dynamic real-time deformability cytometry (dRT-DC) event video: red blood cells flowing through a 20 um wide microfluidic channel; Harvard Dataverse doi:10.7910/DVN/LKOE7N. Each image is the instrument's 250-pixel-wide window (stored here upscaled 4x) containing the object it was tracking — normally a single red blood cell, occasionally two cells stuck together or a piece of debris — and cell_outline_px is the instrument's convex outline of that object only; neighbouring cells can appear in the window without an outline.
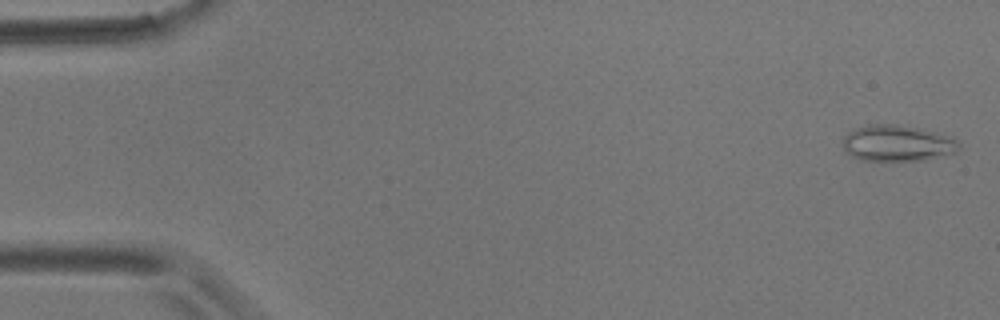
{"species": "common noctule bat (a hibernating species)", "species_latin": "Nyctalus noctula", "temperature_condition": "room temperature", "stored_images_in_passage": 4, "camera_frame_rate_fps": 3000, "um_per_image_px": 0.085, "animal": {"sex": "male", "body_mass_g": 17.9}, "frame": {"image": 1, "passage_image": 1, "time_ms": 0.0, "image_size_px": [1000, 320], "cell_outline_px": [[960, 148], [956, 152], [944, 156], [924, 160], [860, 160], [844, 152], [844, 136], [848, 132], [856, 128], [868, 124], [896, 124], [916, 128], [952, 136], [960, 144]], "centroid_in_image_um": [76.28, 12.18], "position_along_channel_um": 8.7, "area_um2": 24.51}}